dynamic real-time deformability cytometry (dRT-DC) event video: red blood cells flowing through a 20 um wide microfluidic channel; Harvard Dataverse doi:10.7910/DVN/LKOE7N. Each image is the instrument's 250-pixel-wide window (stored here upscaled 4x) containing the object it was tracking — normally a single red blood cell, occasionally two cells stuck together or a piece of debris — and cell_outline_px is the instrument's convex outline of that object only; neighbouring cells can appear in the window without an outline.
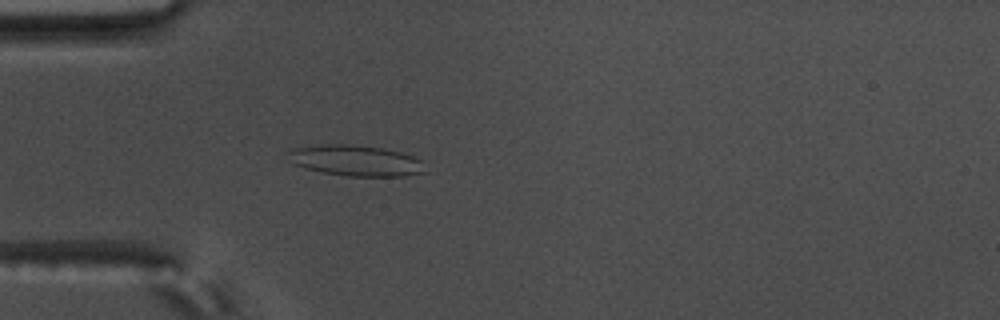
{"species": "common noctule bat (a hibernating species)", "species_latin": "Nyctalus noctula", "temperature_condition": "warm", "stored_images_in_passage": 57, "camera_frame_rate_fps": 3000, "um_per_image_px": 0.085, "animal": {"sex": "male", "body_mass_g": 17.5, "forearm_length_mm": 52.3}, "frame": {"image": 1, "passage_image": 17, "time_ms": 5.333, "image_size_px": [1000, 320], "cell_outline_px": [[428, 172], [404, 176], [348, 176], [320, 172], [304, 168], [292, 164], [288, 160], [284, 152], [292, 148], [320, 144], [348, 144], [384, 148], [400, 152], [412, 156], [420, 160]], "centroid_in_image_um": [30.16, 13.64], "position_along_channel_um": 54.8, "area_um2": 25.09}}
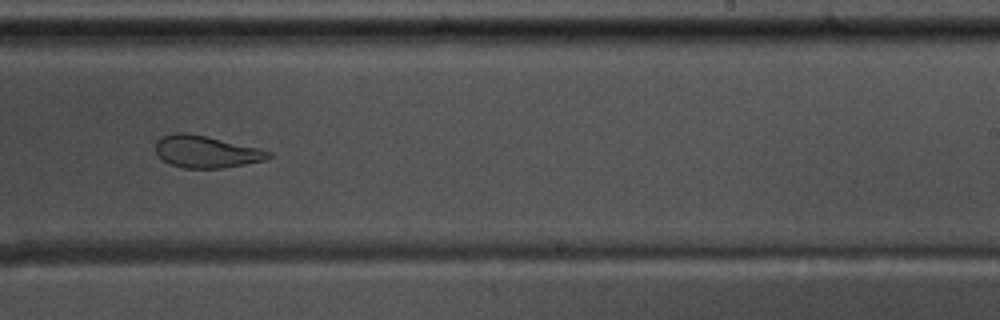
{"frame": {"image": 2, "passage_image": 36, "time_ms": 11.667, "image_size_px": [1000, 320], "cell_outline_px": [[272, 156], [264, 160], [224, 168], [184, 168], [168, 164], [156, 152], [156, 140], [160, 136], [172, 132], [184, 132], [204, 136], [260, 148], [272, 152]], "centroid_in_image_um": [17.5, 12.89], "position_along_channel_um": 271.5, "area_um2": 21.1}}
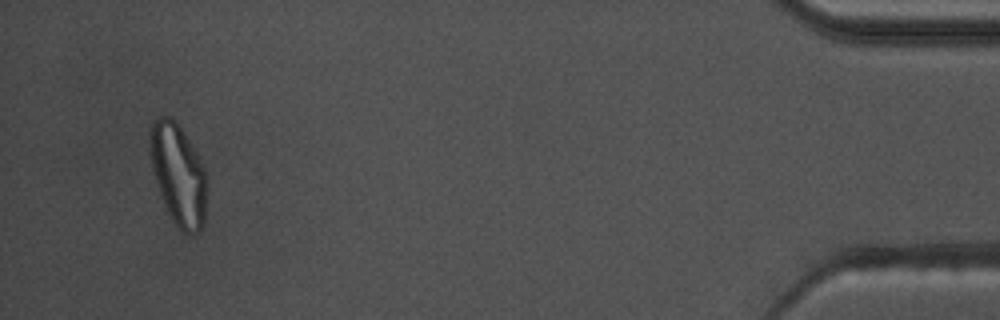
{"frame": {"image": 3, "passage_image": 55, "time_ms": 18.0, "image_size_px": [1000, 320], "cell_outline_px": [[208, 188], [204, 224], [200, 232], [180, 232], [172, 220], [164, 204], [152, 168], [148, 152], [148, 132], [152, 120], [160, 116], [168, 116], [176, 120], [196, 152], [204, 168], [208, 180]], "centroid_in_image_um": [15.15, 14.81], "position_along_channel_um": 420.1, "area_um2": 34.22}, "authors_computed_cell_mechanics": {"area_um2": 26.0678, "velocity_mm_per_s": 3.5432, "shape_relaxation_time_tau1_ms": 7.871, "shape_relaxation_time_tau2_ms": 1.5976, "deformation_change_tau1": 0.2292, "deformation_change_tau2": 0.0875}}